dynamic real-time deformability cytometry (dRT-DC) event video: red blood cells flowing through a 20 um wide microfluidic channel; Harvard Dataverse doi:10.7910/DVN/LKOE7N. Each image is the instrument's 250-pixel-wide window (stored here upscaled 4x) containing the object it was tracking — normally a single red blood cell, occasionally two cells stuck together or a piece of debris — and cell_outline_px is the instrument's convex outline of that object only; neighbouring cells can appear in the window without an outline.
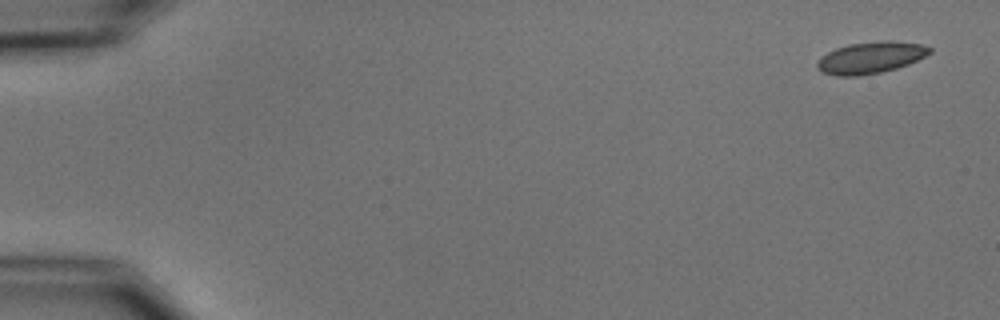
{"species": "common noctule bat (a hibernating species)", "species_latin": "Nyctalus noctula", "temperature_condition": "cold", "stored_images_in_passage": 5, "camera_frame_rate_fps": 3000, "um_per_image_px": 0.085, "animal": {"sex": "male", "body_mass_g": 15.6}, "frame": {"image": 1, "passage_image": 1, "time_ms": 0.0, "image_size_px": [1000, 320], "cell_outline_px": [[932, 52], [908, 64], [896, 68], [880, 72], [856, 76], [836, 76], [820, 72], [816, 68], [816, 60], [820, 56], [836, 48], [848, 44], [884, 40], [892, 40], [920, 44], [932, 48]], "centroid_in_image_um": [73.94, 4.89], "position_along_channel_um": 11.1, "area_um2": 20.87}}